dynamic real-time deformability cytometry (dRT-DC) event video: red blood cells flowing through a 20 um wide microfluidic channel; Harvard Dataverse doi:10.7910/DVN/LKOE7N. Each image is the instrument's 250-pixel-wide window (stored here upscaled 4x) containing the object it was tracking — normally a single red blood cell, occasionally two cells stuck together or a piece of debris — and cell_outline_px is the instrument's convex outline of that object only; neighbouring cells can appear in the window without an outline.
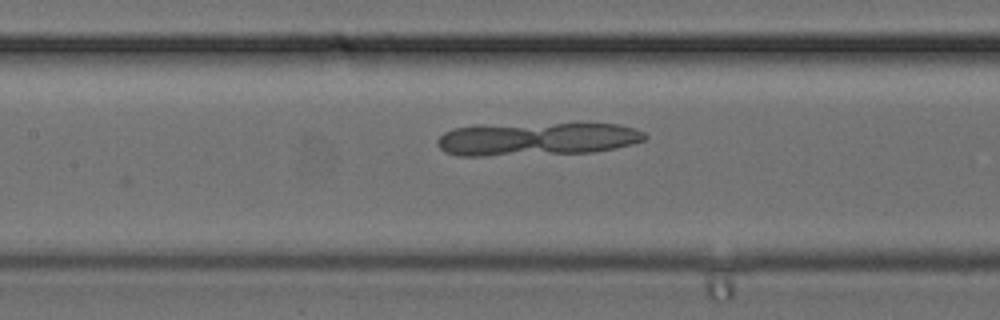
{"species": "common noctule bat (a hibernating species)", "species_latin": "Nyctalus noctula", "temperature_condition": "cold", "stored_images_in_passage": 7, "camera_frame_rate_fps": 3000, "um_per_image_px": 0.085, "animal": {"sex": "female", "body_mass_g": 24.6, "forearm_length_mm": 56.2}, "frame": {"image": 1, "passage_image": 7, "time_ms": 2.0, "image_size_px": [1000, 320], "cell_outline_px": [[648, 136], [644, 140], [632, 144], [616, 148], [592, 152], [484, 156], [456, 156], [444, 152], [436, 144], [436, 140], [444, 132], [452, 128], [472, 124], [620, 124], [644, 132]], "centroid_in_image_um": [45.53, 11.81], "position_along_channel_um": 161.9, "area_um2": 40.58}}